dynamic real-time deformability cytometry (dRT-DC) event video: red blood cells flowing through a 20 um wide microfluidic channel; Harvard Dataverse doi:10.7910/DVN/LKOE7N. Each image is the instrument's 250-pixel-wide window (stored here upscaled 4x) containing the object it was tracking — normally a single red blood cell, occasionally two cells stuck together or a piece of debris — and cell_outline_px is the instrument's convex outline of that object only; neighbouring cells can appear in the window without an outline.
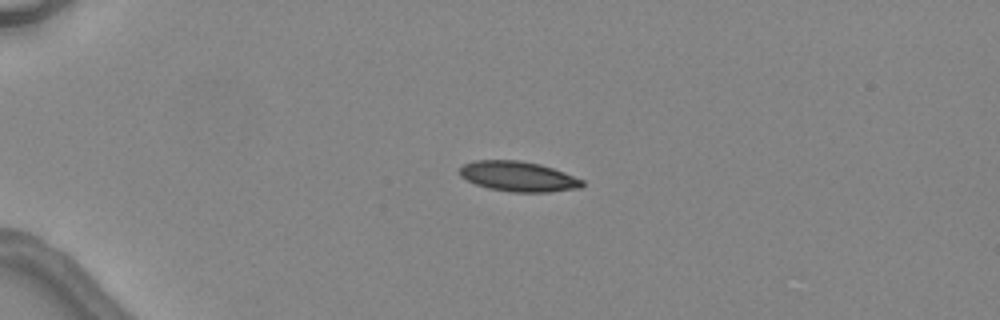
{"species": "common noctule bat (a hibernating species)", "species_latin": "Nyctalus noctula", "temperature_condition": "warm", "stored_images_in_passage": 2, "camera_frame_rate_fps": 3000, "um_per_image_px": 0.085, "animal": {"sex": "female", "body_mass_g": 24.6, "forearm_length_mm": 56.2}, "frame": {"image": 1, "passage_image": 1, "time_ms": 0.0, "image_size_px": [1000, 320], "cell_outline_px": [[584, 184], [580, 188], [548, 192], [512, 192], [488, 188], [476, 184], [460, 176], [460, 168], [464, 164], [472, 160], [520, 160], [540, 164], [564, 172], [584, 180]], "centroid_in_image_um": [44.06, 14.99], "position_along_channel_um": 40.9, "area_um2": 21.5}}
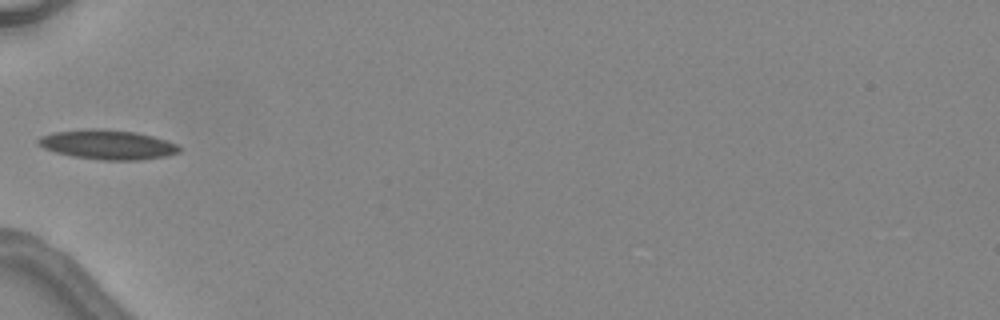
{"frame": {"image": 2, "passage_image": 2, "time_ms": 2.0, "image_size_px": [1000, 320], "cell_outline_px": [[180, 152], [168, 156], [140, 160], [100, 160], [72, 156], [56, 152], [44, 148], [36, 144], [36, 140], [40, 136], [52, 132], [88, 128], [100, 128], [136, 132], [168, 140], [176, 144], [180, 148]], "centroid_in_image_um": [9.13, 12.29], "position_along_channel_um": 75.9, "area_um2": 24.57}}